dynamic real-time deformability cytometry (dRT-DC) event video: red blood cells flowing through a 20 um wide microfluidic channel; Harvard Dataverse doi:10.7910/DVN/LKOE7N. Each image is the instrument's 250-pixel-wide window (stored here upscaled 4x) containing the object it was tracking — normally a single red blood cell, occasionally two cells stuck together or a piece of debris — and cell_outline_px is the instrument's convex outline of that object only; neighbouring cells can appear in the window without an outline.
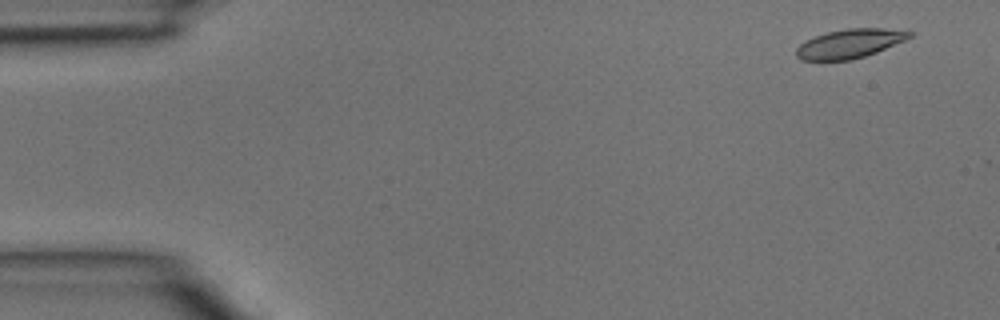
{"species": "common noctule bat (a hibernating species)", "species_latin": "Nyctalus noctula", "temperature_condition": "room temperature", "stored_images_in_passage": 4, "camera_frame_rate_fps": 3000, "um_per_image_px": 0.085, "animal": {"sex": "male", "body_mass_g": 15.6}, "frame": {"image": 1, "passage_image": 1, "time_ms": 0.0, "image_size_px": [1000, 320], "cell_outline_px": [[912, 36], [904, 40], [876, 52], [852, 60], [800, 60], [796, 56], [796, 48], [800, 44], [816, 36], [828, 32], [848, 28], [908, 28], [912, 32]], "centroid_in_image_um": [72.28, 3.69], "position_along_channel_um": 12.7, "area_um2": 19.19}}